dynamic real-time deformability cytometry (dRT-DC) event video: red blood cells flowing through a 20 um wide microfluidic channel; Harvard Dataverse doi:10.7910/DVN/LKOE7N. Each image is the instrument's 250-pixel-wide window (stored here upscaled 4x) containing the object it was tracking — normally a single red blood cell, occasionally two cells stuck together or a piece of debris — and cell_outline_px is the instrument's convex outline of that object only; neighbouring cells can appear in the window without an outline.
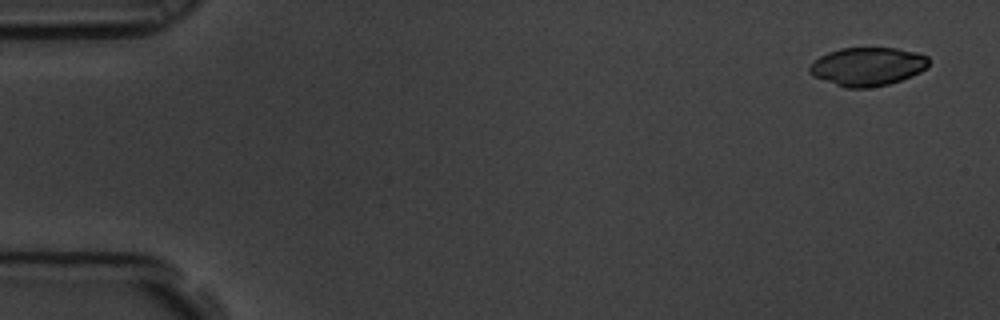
{"species": "common noctule bat (a hibernating species)", "species_latin": "Nyctalus noctula", "temperature_condition": "room temperature", "stored_images_in_passage": 5, "camera_frame_rate_fps": 3000, "um_per_image_px": 0.085, "animal": {"sex": "male", "body_mass_g": 19.5, "forearm_length_mm": 54.6}, "frame": {"image": 1, "passage_image": 1, "time_ms": 0.0, "image_size_px": [1000, 320], "cell_outline_px": [[928, 68], [912, 76], [888, 84], [868, 88], [844, 88], [812, 76], [808, 72], [808, 68], [820, 56], [828, 52], [840, 48], [896, 48], [916, 52], [928, 56]], "centroid_in_image_um": [73.74, 5.66], "position_along_channel_um": 11.3, "area_um2": 26.82}}
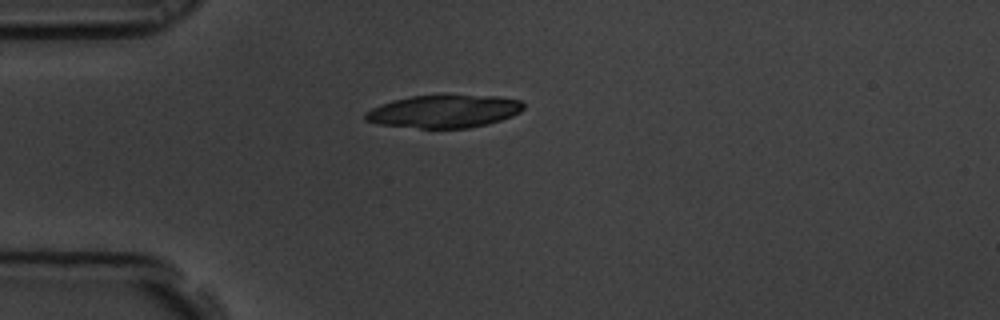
{"frame": {"image": 2, "passage_image": 5, "time_ms": 1.333, "image_size_px": [1000, 320], "cell_outline_px": [[524, 108], [520, 112], [512, 116], [488, 124], [468, 128], [420, 128], [380, 124], [364, 120], [364, 112], [380, 104], [392, 100], [412, 96], [440, 92], [444, 92], [500, 96], [520, 100], [524, 104]], "centroid_in_image_um": [37.77, 9.41], "position_along_channel_um": 47.2, "area_um2": 31.39}}